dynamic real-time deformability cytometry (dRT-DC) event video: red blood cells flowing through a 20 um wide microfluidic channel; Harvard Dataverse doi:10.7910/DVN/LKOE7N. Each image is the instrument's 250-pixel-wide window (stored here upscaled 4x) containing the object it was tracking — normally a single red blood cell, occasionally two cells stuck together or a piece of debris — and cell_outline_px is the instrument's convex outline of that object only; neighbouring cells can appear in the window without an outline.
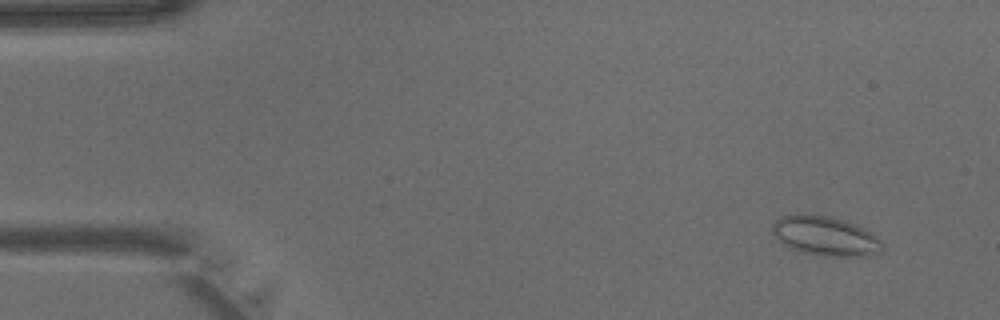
{"species": "common noctule bat (a hibernating species)", "species_latin": "Nyctalus noctula", "temperature_condition": "warm", "stored_images_in_passage": 42, "camera_frame_rate_fps": 3000, "um_per_image_px": 0.085, "animal": {"sex": "male", "body_mass_g": 15.6}, "frame": {"image": 1, "passage_image": 4, "time_ms": 1.0, "image_size_px": [1000, 320], "cell_outline_px": [[884, 248], [880, 252], [872, 256], [816, 256], [788, 248], [776, 240], [772, 232], [772, 224], [780, 216], [804, 212], [808, 212], [828, 216], [844, 220], [856, 224], [872, 232], [884, 244]], "centroid_in_image_um": [70.13, 20.05], "position_along_channel_um": 14.9, "area_um2": 26.13}}
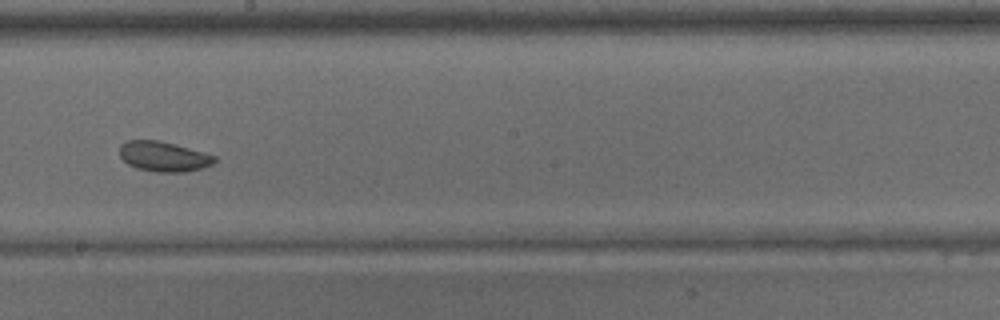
{"frame": {"image": 2, "passage_image": 24, "time_ms": 7.667, "image_size_px": [1000, 320], "cell_outline_px": [[216, 160], [212, 164], [200, 168], [184, 172], [156, 172], [136, 168], [128, 164], [120, 156], [120, 144], [128, 140], [160, 140], [216, 156]], "centroid_in_image_um": [13.87, 13.3], "position_along_channel_um": 234.3, "area_um2": 16.47}}
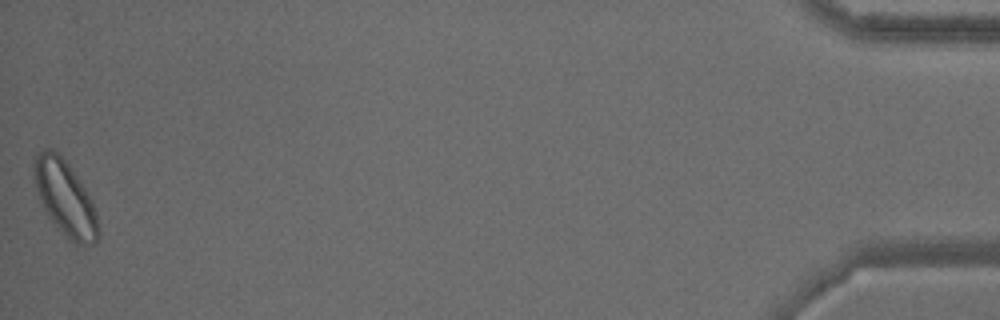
{"frame": {"image": 3, "passage_image": 42, "time_ms": 13.667, "image_size_px": [1000, 320], "cell_outline_px": [[100, 236], [96, 244], [84, 248], [76, 248], [64, 236], [48, 216], [44, 208], [36, 188], [36, 152], [44, 148], [52, 148], [68, 164], [84, 188], [96, 212], [100, 232]], "centroid_in_image_um": [5.6, 16.98], "position_along_channel_um": 429.6, "area_um2": 27.92}}